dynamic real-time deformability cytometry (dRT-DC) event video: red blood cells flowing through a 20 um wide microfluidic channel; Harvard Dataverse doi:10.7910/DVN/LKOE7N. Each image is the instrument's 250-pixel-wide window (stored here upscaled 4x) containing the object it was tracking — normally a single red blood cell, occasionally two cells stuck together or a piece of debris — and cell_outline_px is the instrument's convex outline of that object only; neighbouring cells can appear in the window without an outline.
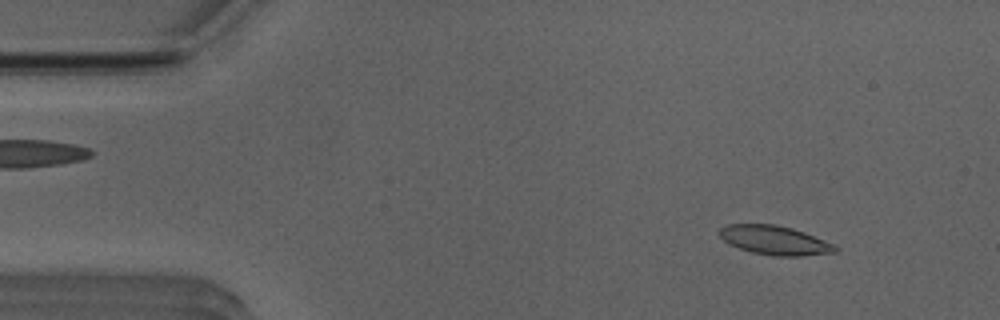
{"species": "Egyptian fruit bat (a non-hibernating species)", "species_latin": "Rousettus aegyptiacus", "temperature_condition": "room temperature", "stored_images_in_passage": 51, "camera_frame_rate_fps": 3000, "um_per_image_px": 0.085, "animal": {"sex": "male"}, "frame": {"image": 1, "passage_image": 5, "time_ms": 1.333, "image_size_px": [1000, 320], "cell_outline_px": [[840, 248], [836, 252], [800, 256], [772, 256], [752, 252], [728, 244], [716, 232], [720, 228], [728, 224], [776, 224], [792, 228], [804, 232], [836, 244]], "centroid_in_image_um": [65.86, 20.42], "position_along_channel_um": 19.1, "area_um2": 19.83}}
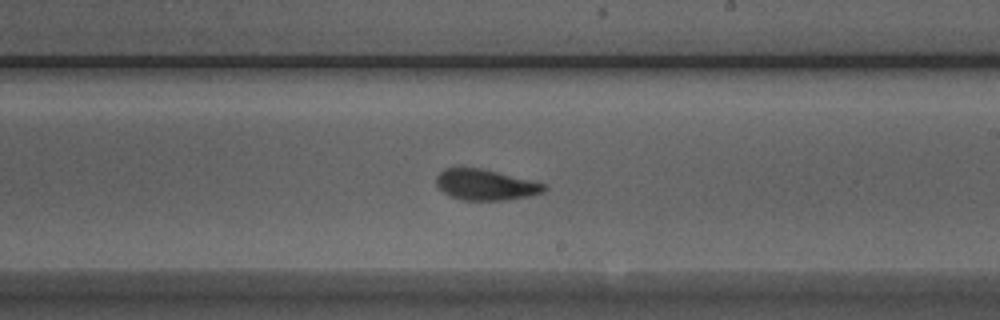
{"frame": {"image": 2, "passage_image": 29, "time_ms": 9.333, "image_size_px": [1000, 320], "cell_outline_px": [[548, 188], [544, 192], [532, 196], [508, 200], [460, 200], [444, 192], [436, 184], [436, 176], [444, 168], [460, 164], [480, 168], [544, 184]], "centroid_in_image_um": [41.21, 15.68], "position_along_channel_um": 247.8, "area_um2": 19.65}}
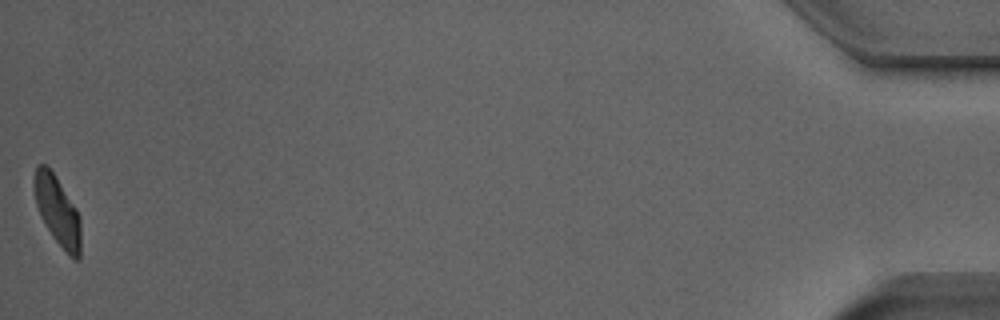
{"frame": {"image": 3, "passage_image": 51, "time_ms": 16.667, "image_size_px": [1000, 320], "cell_outline_px": [[80, 260], [72, 260], [68, 256], [52, 236], [40, 216], [36, 204], [36, 164], [48, 164], [56, 176], [76, 208], [80, 216]], "centroid_in_image_um": [4.93, 17.97], "position_along_channel_um": 430.3, "area_um2": 18.67}, "authors_computed_cell_mechanics": {"area_um2": 19.652, "velocity_mm_per_s": 3.918, "shape_relaxation_time_tau1_ms": 2.3121, "shape_relaxation_time_tau2_ms": 1.6166, "deformation_change_tau1": 0.1371, "deformation_change_tau2": 0.0803}}